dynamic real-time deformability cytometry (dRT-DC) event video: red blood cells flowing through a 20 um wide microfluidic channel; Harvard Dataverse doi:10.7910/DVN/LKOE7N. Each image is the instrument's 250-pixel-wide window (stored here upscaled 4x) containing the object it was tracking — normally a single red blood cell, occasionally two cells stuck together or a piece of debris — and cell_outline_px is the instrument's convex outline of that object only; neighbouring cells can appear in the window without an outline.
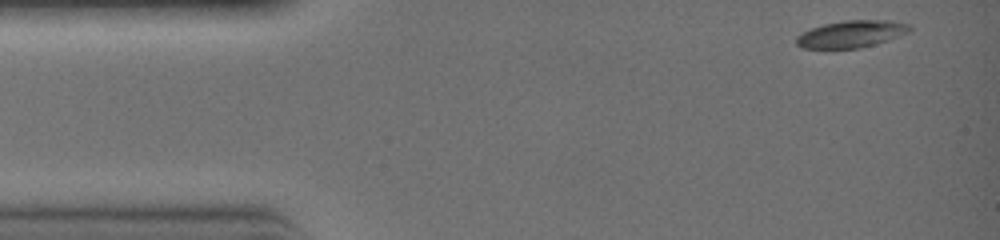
{"species": "common noctule bat (a hibernating species)", "species_latin": "Nyctalus noctula", "temperature_condition": "warm", "stored_images_in_passage": 17, "camera_frame_rate_fps": 3000, "um_per_image_px": 0.085, "animal": {"sex": "female", "body_mass_g": 19.0, "forearm_length_mm": 51.5}, "frame": {"image": 1, "passage_image": 1, "time_ms": 0.0, "image_size_px": [1000, 240], "cell_outline_px": [[912, 28], [908, 32], [860, 48], [804, 48], [796, 44], [796, 36], [812, 28], [824, 24], [844, 20], [888, 20], [908, 24]], "centroid_in_image_um": [72.32, 2.88], "position_along_channel_um": 12.7, "area_um2": 17.4}}
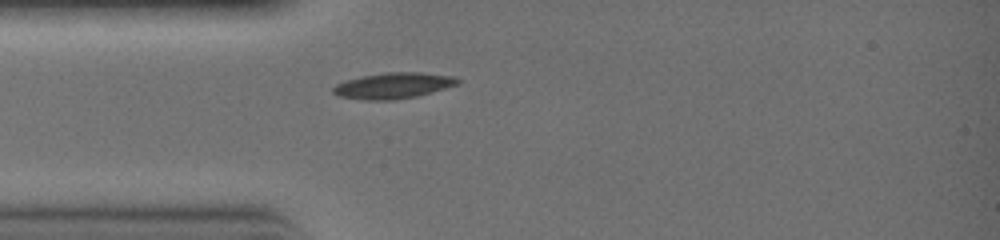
{"frame": {"image": 2, "passage_image": 6, "time_ms": 1.667, "image_size_px": [1000, 240], "cell_outline_px": [[460, 84], [416, 96], [392, 100], [364, 100], [340, 96], [332, 92], [332, 88], [336, 84], [344, 80], [360, 76], [384, 72], [420, 72], [452, 76], [460, 80]], "centroid_in_image_um": [33.4, 7.27], "position_along_channel_um": 51.6, "area_um2": 18.84}}
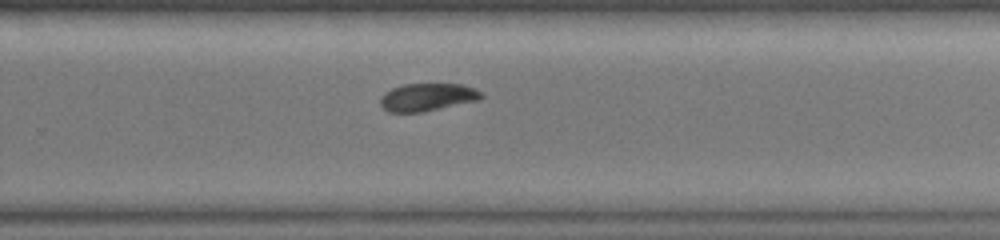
{"frame": {"image": 3, "passage_image": 17, "time_ms": 5.333, "image_size_px": [1000, 240], "cell_outline_px": [[484, 96], [480, 100], [424, 112], [388, 112], [380, 104], [380, 96], [384, 92], [392, 88], [404, 84], [464, 84], [476, 88], [484, 92]], "centroid_in_image_um": [36.37, 8.25], "position_along_channel_um": 293.4, "area_um2": 16.65}}